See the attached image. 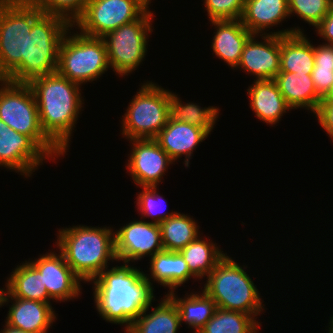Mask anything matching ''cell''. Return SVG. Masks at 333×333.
I'll return each mask as SVG.
<instances>
[{"label": "cell", "instance_id": "7c38bea8", "mask_svg": "<svg viewBox=\"0 0 333 333\" xmlns=\"http://www.w3.org/2000/svg\"><path fill=\"white\" fill-rule=\"evenodd\" d=\"M44 160L53 159L31 137L10 129L0 119V167L28 178Z\"/></svg>", "mask_w": 333, "mask_h": 333}, {"label": "cell", "instance_id": "30bf717a", "mask_svg": "<svg viewBox=\"0 0 333 333\" xmlns=\"http://www.w3.org/2000/svg\"><path fill=\"white\" fill-rule=\"evenodd\" d=\"M154 15L144 13L138 20L122 25L106 33L102 39L107 49L110 69L119 75L128 76L138 69L147 54L149 34Z\"/></svg>", "mask_w": 333, "mask_h": 333}, {"label": "cell", "instance_id": "f1b7e54d", "mask_svg": "<svg viewBox=\"0 0 333 333\" xmlns=\"http://www.w3.org/2000/svg\"><path fill=\"white\" fill-rule=\"evenodd\" d=\"M163 249L179 252L191 243L200 233L195 219L187 214L177 212L159 224Z\"/></svg>", "mask_w": 333, "mask_h": 333}, {"label": "cell", "instance_id": "4dcf8cb0", "mask_svg": "<svg viewBox=\"0 0 333 333\" xmlns=\"http://www.w3.org/2000/svg\"><path fill=\"white\" fill-rule=\"evenodd\" d=\"M260 326L251 315L217 307L213 317L197 333H259Z\"/></svg>", "mask_w": 333, "mask_h": 333}, {"label": "cell", "instance_id": "1f68e13d", "mask_svg": "<svg viewBox=\"0 0 333 333\" xmlns=\"http://www.w3.org/2000/svg\"><path fill=\"white\" fill-rule=\"evenodd\" d=\"M158 187H142V191L137 193L136 208L141 213V218H152L151 222L160 224L171 216L175 215L177 211L165 212L167 201L162 195L157 192ZM166 205V206H165ZM165 206V207H164ZM165 212V213H164Z\"/></svg>", "mask_w": 333, "mask_h": 333}, {"label": "cell", "instance_id": "f546056e", "mask_svg": "<svg viewBox=\"0 0 333 333\" xmlns=\"http://www.w3.org/2000/svg\"><path fill=\"white\" fill-rule=\"evenodd\" d=\"M219 107H200L199 103H183L176 92L171 91L170 117L176 121L198 126L211 134L219 117Z\"/></svg>", "mask_w": 333, "mask_h": 333}, {"label": "cell", "instance_id": "ee69618b", "mask_svg": "<svg viewBox=\"0 0 333 333\" xmlns=\"http://www.w3.org/2000/svg\"><path fill=\"white\" fill-rule=\"evenodd\" d=\"M3 293H4V289L1 288L0 289V307H2V296H3Z\"/></svg>", "mask_w": 333, "mask_h": 333}, {"label": "cell", "instance_id": "74e56055", "mask_svg": "<svg viewBox=\"0 0 333 333\" xmlns=\"http://www.w3.org/2000/svg\"><path fill=\"white\" fill-rule=\"evenodd\" d=\"M314 116L333 142V102H321Z\"/></svg>", "mask_w": 333, "mask_h": 333}, {"label": "cell", "instance_id": "60d3db41", "mask_svg": "<svg viewBox=\"0 0 333 333\" xmlns=\"http://www.w3.org/2000/svg\"><path fill=\"white\" fill-rule=\"evenodd\" d=\"M4 329L0 331V333H31V332H26L17 328H13L6 323L3 325Z\"/></svg>", "mask_w": 333, "mask_h": 333}, {"label": "cell", "instance_id": "5bb4252c", "mask_svg": "<svg viewBox=\"0 0 333 333\" xmlns=\"http://www.w3.org/2000/svg\"><path fill=\"white\" fill-rule=\"evenodd\" d=\"M125 168L133 183L141 187H158L170 164H175L155 139H133ZM127 166V167H126Z\"/></svg>", "mask_w": 333, "mask_h": 333}, {"label": "cell", "instance_id": "ab89813d", "mask_svg": "<svg viewBox=\"0 0 333 333\" xmlns=\"http://www.w3.org/2000/svg\"><path fill=\"white\" fill-rule=\"evenodd\" d=\"M152 0H132V2L139 7L144 13L153 15L154 13L150 11L149 5Z\"/></svg>", "mask_w": 333, "mask_h": 333}, {"label": "cell", "instance_id": "ffe728a7", "mask_svg": "<svg viewBox=\"0 0 333 333\" xmlns=\"http://www.w3.org/2000/svg\"><path fill=\"white\" fill-rule=\"evenodd\" d=\"M210 24L215 27L211 40L213 53L234 70L239 64L244 45L253 34L246 29L241 19L211 20Z\"/></svg>", "mask_w": 333, "mask_h": 333}, {"label": "cell", "instance_id": "e0dca14e", "mask_svg": "<svg viewBox=\"0 0 333 333\" xmlns=\"http://www.w3.org/2000/svg\"><path fill=\"white\" fill-rule=\"evenodd\" d=\"M290 18L288 0H245L241 21L248 31L256 35L277 34L286 36L294 33H304L300 27H291L276 32H268L272 27L280 25Z\"/></svg>", "mask_w": 333, "mask_h": 333}, {"label": "cell", "instance_id": "836d02e7", "mask_svg": "<svg viewBox=\"0 0 333 333\" xmlns=\"http://www.w3.org/2000/svg\"><path fill=\"white\" fill-rule=\"evenodd\" d=\"M43 13L64 17L70 23L83 13L88 0H27Z\"/></svg>", "mask_w": 333, "mask_h": 333}, {"label": "cell", "instance_id": "d590c367", "mask_svg": "<svg viewBox=\"0 0 333 333\" xmlns=\"http://www.w3.org/2000/svg\"><path fill=\"white\" fill-rule=\"evenodd\" d=\"M312 80L317 94L323 98L333 83V69H313Z\"/></svg>", "mask_w": 333, "mask_h": 333}, {"label": "cell", "instance_id": "9a60e30c", "mask_svg": "<svg viewBox=\"0 0 333 333\" xmlns=\"http://www.w3.org/2000/svg\"><path fill=\"white\" fill-rule=\"evenodd\" d=\"M41 274L48 296L54 302L74 300L82 294V280L66 263L59 251L46 252L35 260H28Z\"/></svg>", "mask_w": 333, "mask_h": 333}, {"label": "cell", "instance_id": "83f0119b", "mask_svg": "<svg viewBox=\"0 0 333 333\" xmlns=\"http://www.w3.org/2000/svg\"><path fill=\"white\" fill-rule=\"evenodd\" d=\"M179 253L187 262L190 273L195 279H203L215 268L217 263L227 254L217 243L198 235L191 243Z\"/></svg>", "mask_w": 333, "mask_h": 333}, {"label": "cell", "instance_id": "cb8c5ba5", "mask_svg": "<svg viewBox=\"0 0 333 333\" xmlns=\"http://www.w3.org/2000/svg\"><path fill=\"white\" fill-rule=\"evenodd\" d=\"M160 303L147 308L124 333H177L181 325L176 304L167 296Z\"/></svg>", "mask_w": 333, "mask_h": 333}, {"label": "cell", "instance_id": "d4e9b609", "mask_svg": "<svg viewBox=\"0 0 333 333\" xmlns=\"http://www.w3.org/2000/svg\"><path fill=\"white\" fill-rule=\"evenodd\" d=\"M5 287L2 297H17L41 302L52 300L43 284L42 274L27 260L14 268L6 280Z\"/></svg>", "mask_w": 333, "mask_h": 333}, {"label": "cell", "instance_id": "7402d4cb", "mask_svg": "<svg viewBox=\"0 0 333 333\" xmlns=\"http://www.w3.org/2000/svg\"><path fill=\"white\" fill-rule=\"evenodd\" d=\"M274 80L291 109L302 108L316 114L322 98L317 94L311 74L279 72Z\"/></svg>", "mask_w": 333, "mask_h": 333}, {"label": "cell", "instance_id": "7a4b0ae2", "mask_svg": "<svg viewBox=\"0 0 333 333\" xmlns=\"http://www.w3.org/2000/svg\"><path fill=\"white\" fill-rule=\"evenodd\" d=\"M29 86L36 99L43 131L66 154L84 107L81 85L56 72L33 80Z\"/></svg>", "mask_w": 333, "mask_h": 333}, {"label": "cell", "instance_id": "4316f807", "mask_svg": "<svg viewBox=\"0 0 333 333\" xmlns=\"http://www.w3.org/2000/svg\"><path fill=\"white\" fill-rule=\"evenodd\" d=\"M202 291V292H201ZM191 292L189 295L178 297L172 291L166 294L175 304L179 311L181 325H188L193 329V333L199 330L213 317L217 308L216 303L203 291Z\"/></svg>", "mask_w": 333, "mask_h": 333}, {"label": "cell", "instance_id": "d6a6232c", "mask_svg": "<svg viewBox=\"0 0 333 333\" xmlns=\"http://www.w3.org/2000/svg\"><path fill=\"white\" fill-rule=\"evenodd\" d=\"M333 0H288L289 16L295 14L314 29L329 13Z\"/></svg>", "mask_w": 333, "mask_h": 333}, {"label": "cell", "instance_id": "8992f818", "mask_svg": "<svg viewBox=\"0 0 333 333\" xmlns=\"http://www.w3.org/2000/svg\"><path fill=\"white\" fill-rule=\"evenodd\" d=\"M0 119L10 129L31 137L53 162L64 152L43 131L34 93L29 85L0 82Z\"/></svg>", "mask_w": 333, "mask_h": 333}, {"label": "cell", "instance_id": "ba28073f", "mask_svg": "<svg viewBox=\"0 0 333 333\" xmlns=\"http://www.w3.org/2000/svg\"><path fill=\"white\" fill-rule=\"evenodd\" d=\"M72 28L62 39L56 72L82 86L99 79L110 66L104 40L71 32Z\"/></svg>", "mask_w": 333, "mask_h": 333}, {"label": "cell", "instance_id": "3957f363", "mask_svg": "<svg viewBox=\"0 0 333 333\" xmlns=\"http://www.w3.org/2000/svg\"><path fill=\"white\" fill-rule=\"evenodd\" d=\"M114 231L110 226L87 225L58 229L55 246L82 283H90L109 268L110 261H117Z\"/></svg>", "mask_w": 333, "mask_h": 333}, {"label": "cell", "instance_id": "9c48e42d", "mask_svg": "<svg viewBox=\"0 0 333 333\" xmlns=\"http://www.w3.org/2000/svg\"><path fill=\"white\" fill-rule=\"evenodd\" d=\"M42 14L27 0H0V75L3 79L26 57L27 34Z\"/></svg>", "mask_w": 333, "mask_h": 333}, {"label": "cell", "instance_id": "d6986e66", "mask_svg": "<svg viewBox=\"0 0 333 333\" xmlns=\"http://www.w3.org/2000/svg\"><path fill=\"white\" fill-rule=\"evenodd\" d=\"M210 134L195 125L169 118L166 126L159 132L155 140L169 155L173 162H177L183 155L185 167H189L194 150Z\"/></svg>", "mask_w": 333, "mask_h": 333}, {"label": "cell", "instance_id": "e575fe53", "mask_svg": "<svg viewBox=\"0 0 333 333\" xmlns=\"http://www.w3.org/2000/svg\"><path fill=\"white\" fill-rule=\"evenodd\" d=\"M209 21L241 19L245 0H204Z\"/></svg>", "mask_w": 333, "mask_h": 333}, {"label": "cell", "instance_id": "b9f144b4", "mask_svg": "<svg viewBox=\"0 0 333 333\" xmlns=\"http://www.w3.org/2000/svg\"><path fill=\"white\" fill-rule=\"evenodd\" d=\"M321 102H333V83H332L330 90L322 98Z\"/></svg>", "mask_w": 333, "mask_h": 333}, {"label": "cell", "instance_id": "8fae6325", "mask_svg": "<svg viewBox=\"0 0 333 333\" xmlns=\"http://www.w3.org/2000/svg\"><path fill=\"white\" fill-rule=\"evenodd\" d=\"M143 14L132 0H88L72 26L83 35L102 38L106 33L138 20Z\"/></svg>", "mask_w": 333, "mask_h": 333}, {"label": "cell", "instance_id": "4fadbf2b", "mask_svg": "<svg viewBox=\"0 0 333 333\" xmlns=\"http://www.w3.org/2000/svg\"><path fill=\"white\" fill-rule=\"evenodd\" d=\"M115 255L118 262L131 264L163 251L159 224L133 220L114 232Z\"/></svg>", "mask_w": 333, "mask_h": 333}, {"label": "cell", "instance_id": "7bdbcfd3", "mask_svg": "<svg viewBox=\"0 0 333 333\" xmlns=\"http://www.w3.org/2000/svg\"><path fill=\"white\" fill-rule=\"evenodd\" d=\"M331 319H330V322L328 323L329 324V332H327V333H333V316L332 317H330Z\"/></svg>", "mask_w": 333, "mask_h": 333}, {"label": "cell", "instance_id": "f6af8a7d", "mask_svg": "<svg viewBox=\"0 0 333 333\" xmlns=\"http://www.w3.org/2000/svg\"><path fill=\"white\" fill-rule=\"evenodd\" d=\"M4 79L2 78V76L0 75V82H2Z\"/></svg>", "mask_w": 333, "mask_h": 333}, {"label": "cell", "instance_id": "2e32d148", "mask_svg": "<svg viewBox=\"0 0 333 333\" xmlns=\"http://www.w3.org/2000/svg\"><path fill=\"white\" fill-rule=\"evenodd\" d=\"M257 37L262 40L258 41ZM280 56V35L253 34L244 45L235 69H242L253 75L254 80L274 79L280 72Z\"/></svg>", "mask_w": 333, "mask_h": 333}, {"label": "cell", "instance_id": "52a82bcc", "mask_svg": "<svg viewBox=\"0 0 333 333\" xmlns=\"http://www.w3.org/2000/svg\"><path fill=\"white\" fill-rule=\"evenodd\" d=\"M122 116V135L133 139H155L170 118L171 91L152 81L141 83Z\"/></svg>", "mask_w": 333, "mask_h": 333}, {"label": "cell", "instance_id": "8d00e7d4", "mask_svg": "<svg viewBox=\"0 0 333 333\" xmlns=\"http://www.w3.org/2000/svg\"><path fill=\"white\" fill-rule=\"evenodd\" d=\"M313 69H333V45H314Z\"/></svg>", "mask_w": 333, "mask_h": 333}, {"label": "cell", "instance_id": "6da1fadb", "mask_svg": "<svg viewBox=\"0 0 333 333\" xmlns=\"http://www.w3.org/2000/svg\"><path fill=\"white\" fill-rule=\"evenodd\" d=\"M140 270L123 263L104 269L90 282L98 314L109 323L123 325L125 331L157 301L153 285Z\"/></svg>", "mask_w": 333, "mask_h": 333}, {"label": "cell", "instance_id": "603a6c76", "mask_svg": "<svg viewBox=\"0 0 333 333\" xmlns=\"http://www.w3.org/2000/svg\"><path fill=\"white\" fill-rule=\"evenodd\" d=\"M150 274L145 273L146 278L153 283L157 282L170 293L185 284L189 279L195 277L190 273L187 262L179 252L163 250L150 258ZM150 275V276H149ZM153 279V280H150ZM154 281V282H153Z\"/></svg>", "mask_w": 333, "mask_h": 333}, {"label": "cell", "instance_id": "44dd1931", "mask_svg": "<svg viewBox=\"0 0 333 333\" xmlns=\"http://www.w3.org/2000/svg\"><path fill=\"white\" fill-rule=\"evenodd\" d=\"M249 107L267 125H275L292 110L283 98L274 79L254 80L248 86Z\"/></svg>", "mask_w": 333, "mask_h": 333}, {"label": "cell", "instance_id": "5b68a950", "mask_svg": "<svg viewBox=\"0 0 333 333\" xmlns=\"http://www.w3.org/2000/svg\"><path fill=\"white\" fill-rule=\"evenodd\" d=\"M247 265L240 266L227 254L217 263L206 277L203 290L218 308L239 311L253 316L264 312L263 298L254 281L250 278Z\"/></svg>", "mask_w": 333, "mask_h": 333}, {"label": "cell", "instance_id": "484cf974", "mask_svg": "<svg viewBox=\"0 0 333 333\" xmlns=\"http://www.w3.org/2000/svg\"><path fill=\"white\" fill-rule=\"evenodd\" d=\"M280 72L312 74L314 45L304 33L280 35Z\"/></svg>", "mask_w": 333, "mask_h": 333}, {"label": "cell", "instance_id": "f35d334b", "mask_svg": "<svg viewBox=\"0 0 333 333\" xmlns=\"http://www.w3.org/2000/svg\"><path fill=\"white\" fill-rule=\"evenodd\" d=\"M315 31L316 35L318 34L321 39H324V44L333 45V5Z\"/></svg>", "mask_w": 333, "mask_h": 333}, {"label": "cell", "instance_id": "277c9868", "mask_svg": "<svg viewBox=\"0 0 333 333\" xmlns=\"http://www.w3.org/2000/svg\"><path fill=\"white\" fill-rule=\"evenodd\" d=\"M70 27L72 23L64 17L43 13L27 34L26 57L5 80L29 85L37 78L56 73L59 48Z\"/></svg>", "mask_w": 333, "mask_h": 333}, {"label": "cell", "instance_id": "ac0fdd59", "mask_svg": "<svg viewBox=\"0 0 333 333\" xmlns=\"http://www.w3.org/2000/svg\"><path fill=\"white\" fill-rule=\"evenodd\" d=\"M5 304L9 306L5 323L26 332L48 333L57 319L51 302L2 297V306Z\"/></svg>", "mask_w": 333, "mask_h": 333}]
</instances>
